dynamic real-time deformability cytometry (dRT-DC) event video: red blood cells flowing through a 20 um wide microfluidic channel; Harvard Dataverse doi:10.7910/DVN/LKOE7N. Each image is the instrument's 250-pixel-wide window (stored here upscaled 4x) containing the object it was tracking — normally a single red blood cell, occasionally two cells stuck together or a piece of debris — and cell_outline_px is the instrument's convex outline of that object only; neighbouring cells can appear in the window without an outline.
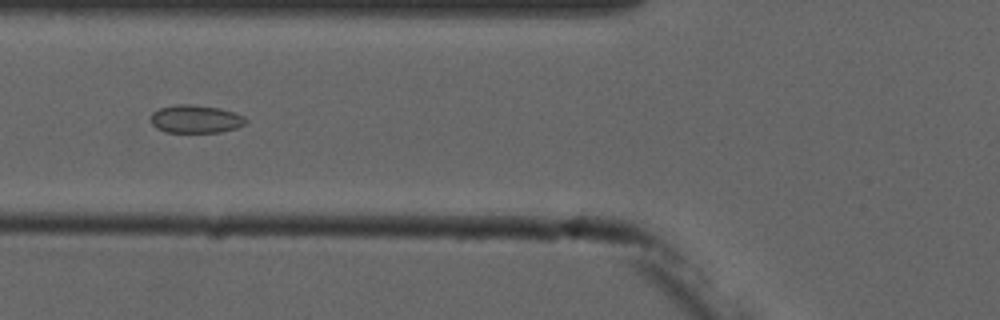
{"species": "common noctule bat (a hibernating species)", "species_latin": "Nyctalus noctula", "temperature_condition": "cold", "stored_images_in_passage": 7, "camera_frame_rate_fps": 3000, "um_per_image_px": 0.085, "animal": {"sex": "male", "forearm_length_mm": 52.5}, "frame": {"image": 1, "passage_image": 6, "time_ms": 6.333, "image_size_px": [1000, 320], "cell_outline_px": [[248, 120], [244, 124], [236, 128], [220, 132], [164, 132], [156, 128], [152, 124], [152, 112], [160, 108], [176, 104], [188, 104], [220, 108], [236, 112], [244, 116]], "centroid_in_image_um": [16.65, 10.11], "position_along_channel_um": 109.2, "area_um2": 15.55}}
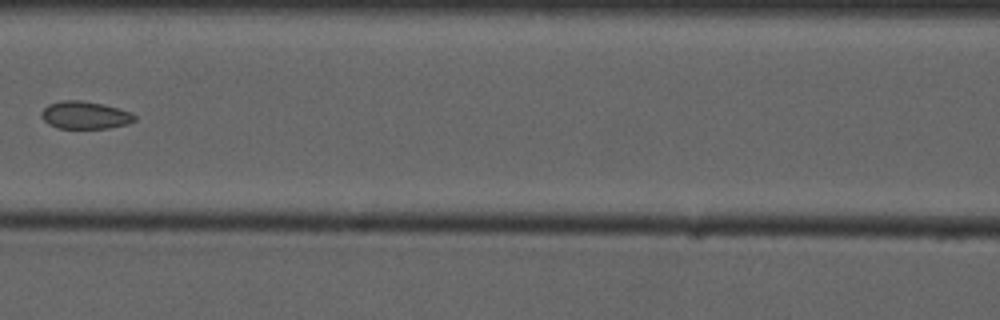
{"frame": {"image": 2, "passage_image": 7, "time_ms": 7.667, "image_size_px": [1000, 320], "cell_outline_px": [[136, 120], [128, 124], [108, 128], [56, 128], [48, 124], [40, 116], [40, 112], [48, 104], [64, 100], [80, 100], [104, 104], [132, 112], [136, 116]], "centroid_in_image_um": [7.23, 9.78], "position_along_channel_um": 159.4, "area_um2": 15.14}}